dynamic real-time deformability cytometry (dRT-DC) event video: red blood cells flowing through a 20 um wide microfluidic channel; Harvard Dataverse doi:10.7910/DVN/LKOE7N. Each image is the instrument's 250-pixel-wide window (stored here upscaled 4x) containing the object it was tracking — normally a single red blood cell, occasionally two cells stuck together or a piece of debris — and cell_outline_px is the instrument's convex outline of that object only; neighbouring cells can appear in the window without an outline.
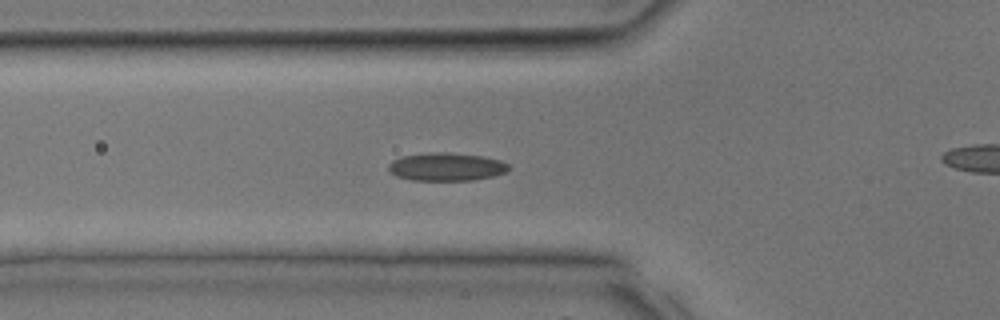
{"species": "common noctule bat (a hibernating species)", "species_latin": "Nyctalus noctula", "temperature_condition": "room temperature", "stored_images_in_passage": 28, "camera_frame_rate_fps": 3000, "um_per_image_px": 0.085, "animal": {"sex": "male", "body_mass_g": 17.9, "forearm_length_mm": 54.2}, "frame": {"image": 1, "passage_image": 11, "time_ms": 3.333, "image_size_px": [1000, 320], "cell_outline_px": [[508, 168], [504, 172], [492, 176], [472, 180], [412, 180], [396, 176], [388, 168], [388, 164], [392, 160], [400, 156], [428, 152], [448, 152], [484, 156], [500, 160], [508, 164]], "centroid_in_image_um": [37.9, 14.16], "position_along_channel_um": 87.9, "area_um2": 19.65}}
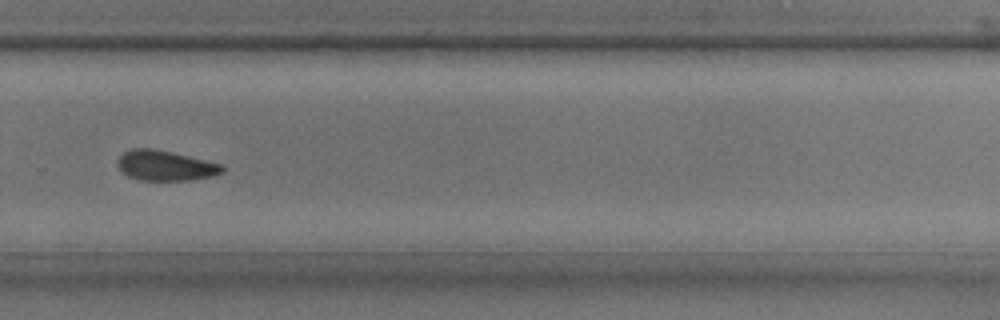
{"frame": {"image": 2, "passage_image": 22, "time_ms": 7.0, "image_size_px": [1000, 320], "cell_outline_px": [[224, 172], [212, 176], [188, 180], [140, 180], [128, 176], [116, 164], [116, 160], [124, 152], [132, 148], [152, 148], [172, 152], [224, 164]], "centroid_in_image_um": [14.07, 14.06], "position_along_channel_um": 315.7, "area_um2": 18.44}}